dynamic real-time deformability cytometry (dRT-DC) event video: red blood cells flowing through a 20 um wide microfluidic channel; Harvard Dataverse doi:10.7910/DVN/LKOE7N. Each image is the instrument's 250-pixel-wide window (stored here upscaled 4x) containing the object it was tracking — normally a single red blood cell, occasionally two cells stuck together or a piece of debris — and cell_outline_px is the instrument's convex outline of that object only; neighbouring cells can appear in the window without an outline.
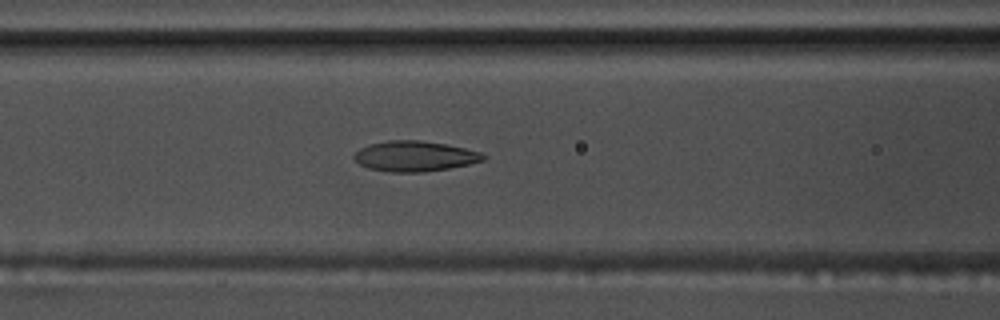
{"species": "common noctule bat (a hibernating species)", "species_latin": "Nyctalus noctula", "temperature_condition": "warm", "stored_images_in_passage": 55, "camera_frame_rate_fps": 3000, "um_per_image_px": 0.085, "animal": {"sex": "male", "body_mass_g": 17.5, "forearm_length_mm": 52.3}, "frame": {"image": 1, "passage_image": 23, "time_ms": 7.333, "image_size_px": [1000, 320], "cell_outline_px": [[488, 156], [484, 160], [468, 164], [448, 168], [424, 172], [388, 172], [368, 168], [360, 164], [352, 156], [360, 148], [368, 144], [388, 140], [420, 140], [444, 144], [464, 148], [480, 152]], "centroid_in_image_um": [35.23, 13.27], "position_along_channel_um": 131.4, "area_um2": 22.83}}
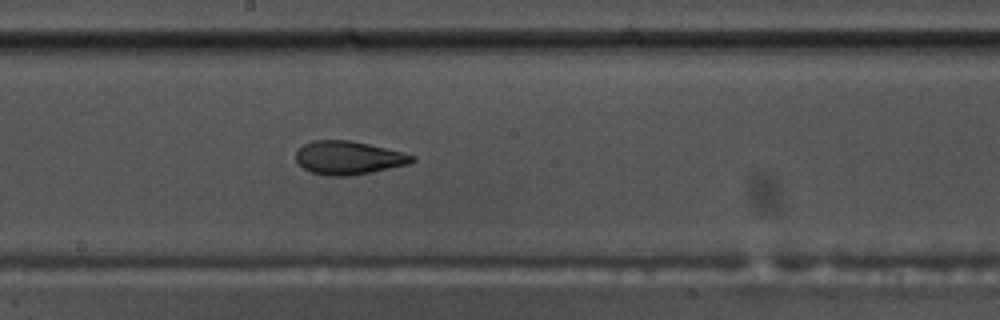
{"frame": {"image": 2, "passage_image": 30, "time_ms": 9.667, "image_size_px": [1000, 320], "cell_outline_px": [[416, 160], [408, 164], [372, 172], [348, 176], [332, 176], [312, 172], [304, 168], [296, 160], [296, 152], [304, 144], [312, 140], [352, 140], [416, 156]], "centroid_in_image_um": [29.62, 13.41], "position_along_channel_um": 218.6, "area_um2": 22.37}}
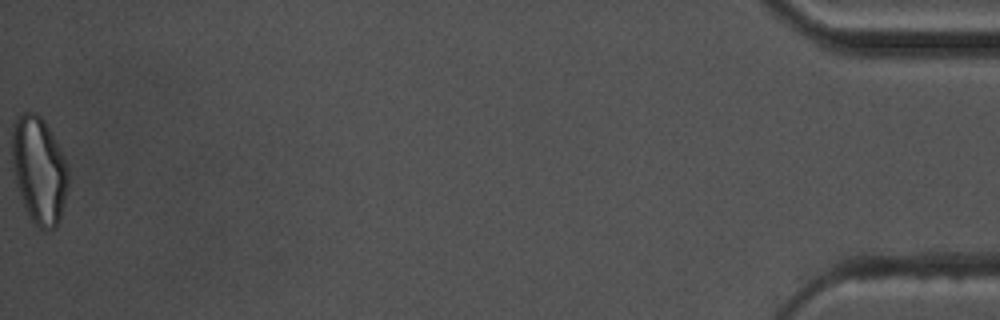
{"frame": {"image": 3, "passage_image": 55, "time_ms": 18.0, "image_size_px": [1000, 320], "cell_outline_px": [[68, 188], [60, 220], [56, 228], [44, 232], [32, 220], [24, 204], [16, 184], [12, 160], [12, 128], [16, 120], [24, 112], [36, 112], [44, 120], [56, 140], [64, 156], [68, 168]], "centroid_in_image_um": [3.34, 14.47], "position_along_channel_um": 431.9, "area_um2": 35.03}, "authors_computed_cell_mechanics": {"area_um2": 23.6402, "velocity_mm_per_s": 3.7527, "shape_relaxation_time_tau1_ms": 8.533, "shape_relaxation_time_tau2_ms": 1.8842, "deformation_change_tau1": 0.2252, "deformation_change_tau2": 0.094}}